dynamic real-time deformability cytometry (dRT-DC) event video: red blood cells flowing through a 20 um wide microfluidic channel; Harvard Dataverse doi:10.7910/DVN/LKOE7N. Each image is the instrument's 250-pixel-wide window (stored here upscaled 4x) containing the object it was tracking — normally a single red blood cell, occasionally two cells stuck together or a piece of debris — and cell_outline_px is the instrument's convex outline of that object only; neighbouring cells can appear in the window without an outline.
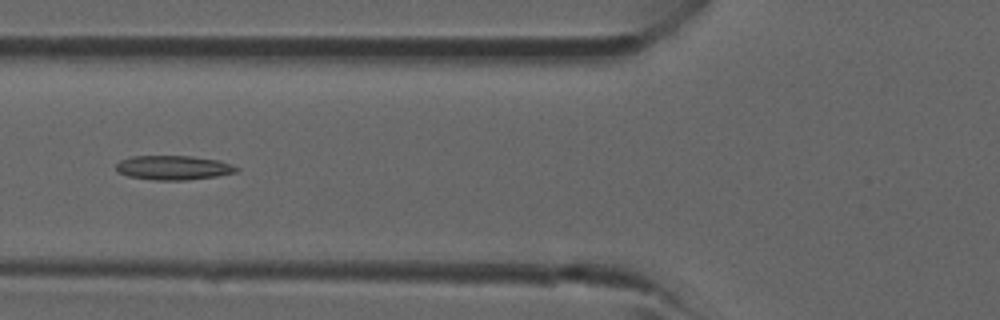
{"species": "common noctule bat (a hibernating species)", "species_latin": "Nyctalus noctula", "temperature_condition": "room temperature", "stored_images_in_passage": 5, "camera_frame_rate_fps": 3000, "um_per_image_px": 0.085, "animal": {"sex": "male", "forearm_length_mm": 52.5}, "frame": {"image": 1, "passage_image": 4, "time_ms": 3.333, "image_size_px": [1000, 320], "cell_outline_px": [[240, 168], [236, 172], [216, 176], [184, 180], [152, 180], [128, 176], [116, 172], [116, 164], [120, 160], [132, 156], [192, 156], [216, 160], [232, 164]], "centroid_in_image_um": [14.7, 14.25], "position_along_channel_um": 111.1, "area_um2": 17.05}}
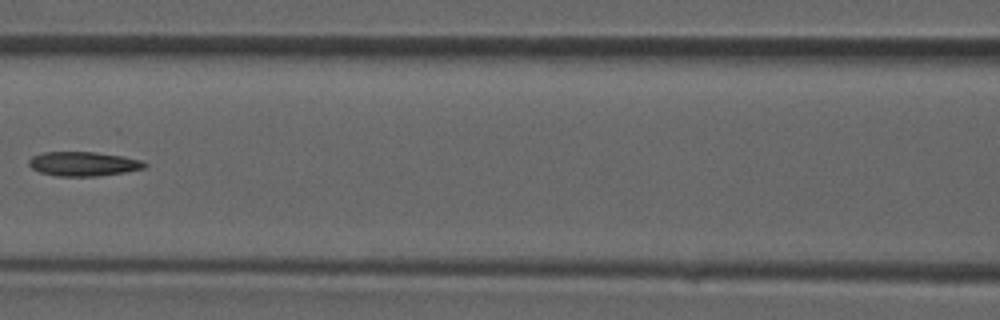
{"frame": {"image": 2, "passage_image": 5, "time_ms": 4.333, "image_size_px": [1000, 320], "cell_outline_px": [[148, 164], [144, 168], [124, 172], [96, 176], [56, 176], [40, 172], [32, 168], [28, 164], [28, 160], [32, 156], [44, 152], [96, 152], [124, 156], [140, 160]], "centroid_in_image_um": [7.07, 13.92], "position_along_channel_um": 159.5, "area_um2": 16.36}}